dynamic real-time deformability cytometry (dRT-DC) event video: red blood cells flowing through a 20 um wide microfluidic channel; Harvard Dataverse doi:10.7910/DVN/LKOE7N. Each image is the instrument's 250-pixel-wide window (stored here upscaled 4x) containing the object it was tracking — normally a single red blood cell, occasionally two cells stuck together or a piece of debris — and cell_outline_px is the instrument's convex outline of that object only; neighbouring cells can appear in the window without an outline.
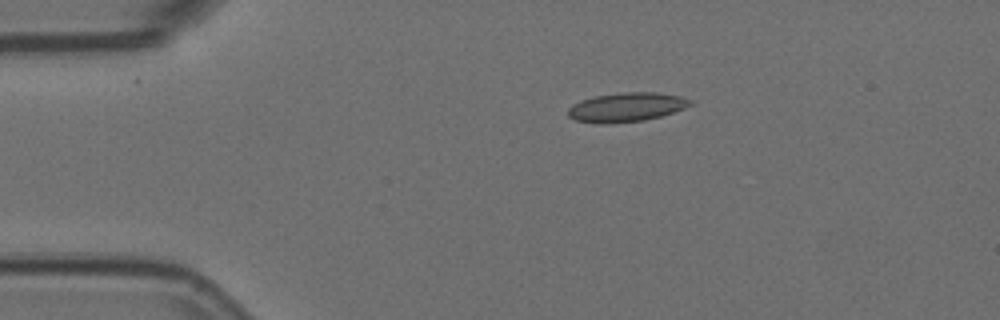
{"species": "Egyptian fruit bat (a non-hibernating species)", "species_latin": "Rousettus aegyptiacus", "temperature_condition": "room temperature", "stored_images_in_passage": 3, "camera_frame_rate_fps": 3000, "um_per_image_px": 0.085, "animal": {"sex": "female"}, "frame": {"image": 1, "passage_image": 3, "time_ms": 0.667, "image_size_px": [1000, 320], "cell_outline_px": [[692, 104], [684, 108], [660, 116], [644, 120], [604, 124], [596, 124], [576, 120], [568, 116], [568, 108], [572, 104], [580, 100], [596, 96], [624, 92], [660, 92], [680, 96], [692, 100]], "centroid_in_image_um": [53.22, 9.11], "position_along_channel_um": 31.8, "area_um2": 20.75}}